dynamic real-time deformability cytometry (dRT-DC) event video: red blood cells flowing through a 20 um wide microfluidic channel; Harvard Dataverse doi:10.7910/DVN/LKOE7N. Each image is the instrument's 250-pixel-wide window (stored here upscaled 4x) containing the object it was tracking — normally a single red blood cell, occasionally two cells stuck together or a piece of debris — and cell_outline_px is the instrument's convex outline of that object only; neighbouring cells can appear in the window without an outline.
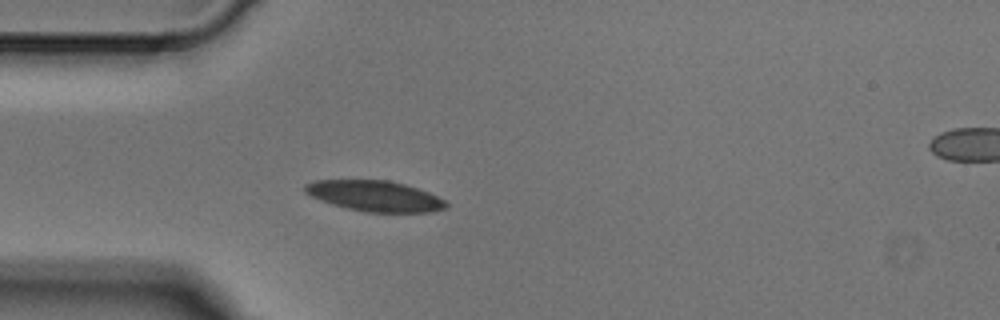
{"species": "Egyptian fruit bat (a non-hibernating species)", "species_latin": "Rousettus aegyptiacus", "temperature_condition": "cold", "stored_images_in_passage": 3, "segment_of_instrument_passage": [1, 2], "camera_frame_rate_fps": 3000, "um_per_image_px": 0.085, "animal": {"sex": "male"}, "frame": {"image": 1, "passage_image": 2, "time_ms": 0.333, "image_size_px": [1000, 320], "cell_outline_px": [[448, 208], [432, 212], [368, 212], [348, 208], [332, 204], [320, 200], [304, 192], [304, 184], [316, 180], [388, 180], [404, 184], [428, 192], [444, 200], [448, 204]], "centroid_in_image_um": [31.86, 16.66], "position_along_channel_um": 53.1, "area_um2": 25.09}}